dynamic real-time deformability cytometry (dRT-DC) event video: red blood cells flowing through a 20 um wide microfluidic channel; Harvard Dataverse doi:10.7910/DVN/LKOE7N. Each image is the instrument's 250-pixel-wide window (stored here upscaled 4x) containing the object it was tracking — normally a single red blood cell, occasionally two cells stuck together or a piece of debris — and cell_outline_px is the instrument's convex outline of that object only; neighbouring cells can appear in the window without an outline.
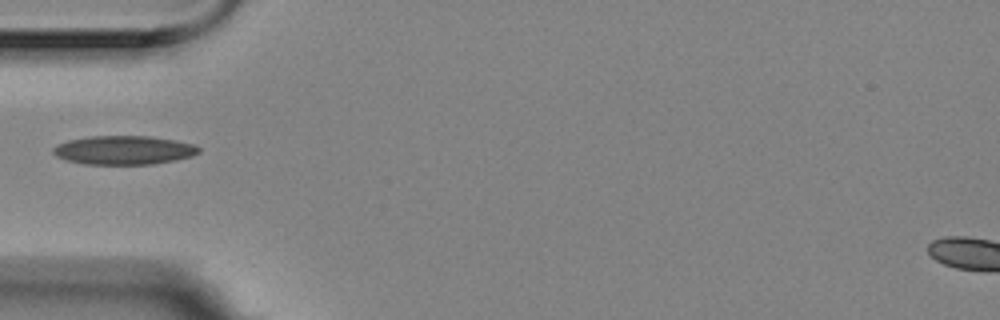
{"species": "Egyptian fruit bat (a non-hibernating species)", "species_latin": "Rousettus aegyptiacus", "temperature_condition": "room temperature", "stored_images_in_passage": 7, "camera_frame_rate_fps": 3000, "um_per_image_px": 0.085, "animal": {"sex": "female"}, "frame": {"image": 1, "passage_image": 1, "time_ms": 0.0, "image_size_px": [1000, 320], "cell_outline_px": [[200, 152], [192, 156], [176, 160], [152, 164], [84, 164], [68, 160], [56, 156], [52, 152], [52, 148], [56, 144], [68, 140], [88, 136], [148, 136], [176, 140], [196, 144], [200, 148]], "centroid_in_image_um": [10.54, 12.75], "position_along_channel_um": 74.5, "area_um2": 24.62}}
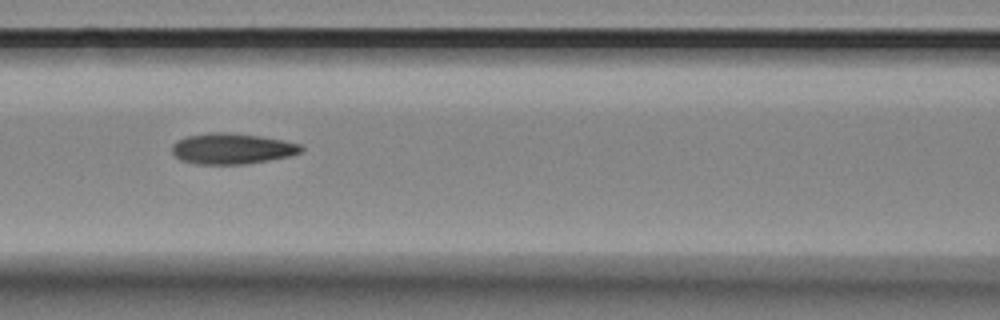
{"frame": {"image": 2, "passage_image": 3, "time_ms": 0.667, "image_size_px": [1000, 320], "cell_outline_px": [[304, 152], [288, 156], [248, 164], [196, 164], [180, 160], [172, 152], [172, 144], [176, 140], [188, 136], [208, 132], [224, 132], [260, 136], [284, 140], [300, 144], [304, 148]], "centroid_in_image_um": [19.72, 12.63], "position_along_channel_um": 146.9, "area_um2": 23.29}}
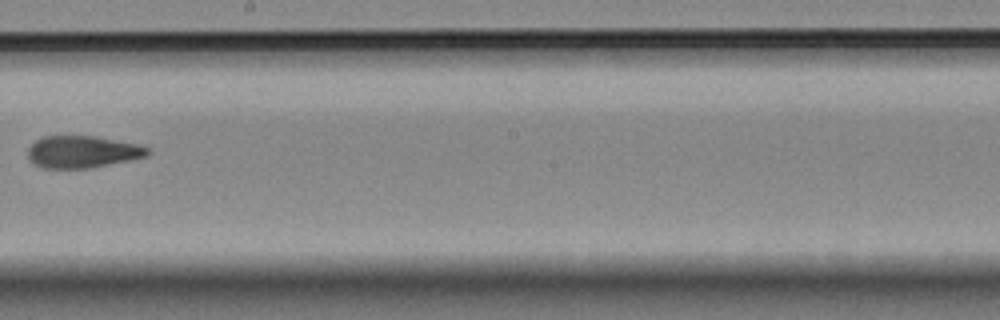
{"frame": {"image": 3, "passage_image": 5, "time_ms": 1.333, "image_size_px": [1000, 320], "cell_outline_px": [[152, 152], [148, 156], [92, 168], [40, 168], [32, 164], [28, 160], [28, 148], [36, 140], [44, 136], [96, 136], [136, 144], [148, 148]], "centroid_in_image_um": [6.98, 12.92], "position_along_channel_um": 241.2, "area_um2": 22.54}}